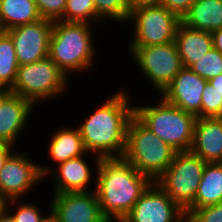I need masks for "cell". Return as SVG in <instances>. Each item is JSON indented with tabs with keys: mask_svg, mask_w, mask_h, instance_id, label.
<instances>
[{
	"mask_svg": "<svg viewBox=\"0 0 222 222\" xmlns=\"http://www.w3.org/2000/svg\"><path fill=\"white\" fill-rule=\"evenodd\" d=\"M42 17L34 0H0V31L34 23Z\"/></svg>",
	"mask_w": 222,
	"mask_h": 222,
	"instance_id": "21",
	"label": "cell"
},
{
	"mask_svg": "<svg viewBox=\"0 0 222 222\" xmlns=\"http://www.w3.org/2000/svg\"><path fill=\"white\" fill-rule=\"evenodd\" d=\"M155 104L134 105V115L177 152L190 151L196 116L168 103L159 96Z\"/></svg>",
	"mask_w": 222,
	"mask_h": 222,
	"instance_id": "4",
	"label": "cell"
},
{
	"mask_svg": "<svg viewBox=\"0 0 222 222\" xmlns=\"http://www.w3.org/2000/svg\"><path fill=\"white\" fill-rule=\"evenodd\" d=\"M222 202V162L206 163L194 202L196 209Z\"/></svg>",
	"mask_w": 222,
	"mask_h": 222,
	"instance_id": "22",
	"label": "cell"
},
{
	"mask_svg": "<svg viewBox=\"0 0 222 222\" xmlns=\"http://www.w3.org/2000/svg\"><path fill=\"white\" fill-rule=\"evenodd\" d=\"M180 22L176 14L160 5L134 9L127 22L130 30H133L128 45L150 46L174 42Z\"/></svg>",
	"mask_w": 222,
	"mask_h": 222,
	"instance_id": "9",
	"label": "cell"
},
{
	"mask_svg": "<svg viewBox=\"0 0 222 222\" xmlns=\"http://www.w3.org/2000/svg\"><path fill=\"white\" fill-rule=\"evenodd\" d=\"M97 15L103 20L127 24L130 12L126 0H93Z\"/></svg>",
	"mask_w": 222,
	"mask_h": 222,
	"instance_id": "25",
	"label": "cell"
},
{
	"mask_svg": "<svg viewBox=\"0 0 222 222\" xmlns=\"http://www.w3.org/2000/svg\"><path fill=\"white\" fill-rule=\"evenodd\" d=\"M94 173L96 185L93 189L109 222H121L153 183L123 157L101 158Z\"/></svg>",
	"mask_w": 222,
	"mask_h": 222,
	"instance_id": "2",
	"label": "cell"
},
{
	"mask_svg": "<svg viewBox=\"0 0 222 222\" xmlns=\"http://www.w3.org/2000/svg\"><path fill=\"white\" fill-rule=\"evenodd\" d=\"M0 222H15L11 214L6 211L2 216H0Z\"/></svg>",
	"mask_w": 222,
	"mask_h": 222,
	"instance_id": "38",
	"label": "cell"
},
{
	"mask_svg": "<svg viewBox=\"0 0 222 222\" xmlns=\"http://www.w3.org/2000/svg\"><path fill=\"white\" fill-rule=\"evenodd\" d=\"M96 26L86 22H53L48 57L67 77L74 72H87L96 61L95 33L92 31Z\"/></svg>",
	"mask_w": 222,
	"mask_h": 222,
	"instance_id": "3",
	"label": "cell"
},
{
	"mask_svg": "<svg viewBox=\"0 0 222 222\" xmlns=\"http://www.w3.org/2000/svg\"><path fill=\"white\" fill-rule=\"evenodd\" d=\"M34 105L23 97L10 93L0 106V143L16 146L21 132L27 130L28 121L34 113ZM31 114V115H30Z\"/></svg>",
	"mask_w": 222,
	"mask_h": 222,
	"instance_id": "16",
	"label": "cell"
},
{
	"mask_svg": "<svg viewBox=\"0 0 222 222\" xmlns=\"http://www.w3.org/2000/svg\"><path fill=\"white\" fill-rule=\"evenodd\" d=\"M137 69L145 75L159 95L172 83L175 76L182 70L183 65L175 42L150 45L128 46Z\"/></svg>",
	"mask_w": 222,
	"mask_h": 222,
	"instance_id": "8",
	"label": "cell"
},
{
	"mask_svg": "<svg viewBox=\"0 0 222 222\" xmlns=\"http://www.w3.org/2000/svg\"><path fill=\"white\" fill-rule=\"evenodd\" d=\"M9 200L0 193V216H2L7 211Z\"/></svg>",
	"mask_w": 222,
	"mask_h": 222,
	"instance_id": "36",
	"label": "cell"
},
{
	"mask_svg": "<svg viewBox=\"0 0 222 222\" xmlns=\"http://www.w3.org/2000/svg\"><path fill=\"white\" fill-rule=\"evenodd\" d=\"M207 82L189 68H182L160 96L168 103L201 118V97Z\"/></svg>",
	"mask_w": 222,
	"mask_h": 222,
	"instance_id": "15",
	"label": "cell"
},
{
	"mask_svg": "<svg viewBox=\"0 0 222 222\" xmlns=\"http://www.w3.org/2000/svg\"><path fill=\"white\" fill-rule=\"evenodd\" d=\"M183 68H189L213 48L210 32L189 28L182 22L176 30L175 41Z\"/></svg>",
	"mask_w": 222,
	"mask_h": 222,
	"instance_id": "18",
	"label": "cell"
},
{
	"mask_svg": "<svg viewBox=\"0 0 222 222\" xmlns=\"http://www.w3.org/2000/svg\"><path fill=\"white\" fill-rule=\"evenodd\" d=\"M191 151L206 163L222 162V117L196 118Z\"/></svg>",
	"mask_w": 222,
	"mask_h": 222,
	"instance_id": "17",
	"label": "cell"
},
{
	"mask_svg": "<svg viewBox=\"0 0 222 222\" xmlns=\"http://www.w3.org/2000/svg\"><path fill=\"white\" fill-rule=\"evenodd\" d=\"M68 79L69 77L49 57H46L37 62L19 66L10 91L38 107L36 104L64 96L70 87Z\"/></svg>",
	"mask_w": 222,
	"mask_h": 222,
	"instance_id": "6",
	"label": "cell"
},
{
	"mask_svg": "<svg viewBox=\"0 0 222 222\" xmlns=\"http://www.w3.org/2000/svg\"><path fill=\"white\" fill-rule=\"evenodd\" d=\"M50 213L57 222H109L95 191L51 194Z\"/></svg>",
	"mask_w": 222,
	"mask_h": 222,
	"instance_id": "12",
	"label": "cell"
},
{
	"mask_svg": "<svg viewBox=\"0 0 222 222\" xmlns=\"http://www.w3.org/2000/svg\"><path fill=\"white\" fill-rule=\"evenodd\" d=\"M42 180L39 163L16 149L0 171V193L8 200L22 199Z\"/></svg>",
	"mask_w": 222,
	"mask_h": 222,
	"instance_id": "11",
	"label": "cell"
},
{
	"mask_svg": "<svg viewBox=\"0 0 222 222\" xmlns=\"http://www.w3.org/2000/svg\"><path fill=\"white\" fill-rule=\"evenodd\" d=\"M189 69L208 81L222 73V54L213 47Z\"/></svg>",
	"mask_w": 222,
	"mask_h": 222,
	"instance_id": "26",
	"label": "cell"
},
{
	"mask_svg": "<svg viewBox=\"0 0 222 222\" xmlns=\"http://www.w3.org/2000/svg\"><path fill=\"white\" fill-rule=\"evenodd\" d=\"M93 159L92 163L89 166V163L86 161L88 160V156ZM86 154L81 156L71 158L65 162L59 163L54 166H47L43 165L42 163L39 164L41 175L44 179L49 180L53 179L54 188L52 191L54 193L51 194H58V193H66V192H92V188L90 187L92 184L91 181H94V185H96V180H94V171H97V167L99 165L100 159L98 156L88 153L87 157ZM86 157V159H85ZM94 161V162H93ZM94 165V170L91 168L92 164ZM92 169V170H91ZM92 176H94L92 178ZM93 179V180H92ZM90 188V189H89Z\"/></svg>",
	"mask_w": 222,
	"mask_h": 222,
	"instance_id": "10",
	"label": "cell"
},
{
	"mask_svg": "<svg viewBox=\"0 0 222 222\" xmlns=\"http://www.w3.org/2000/svg\"><path fill=\"white\" fill-rule=\"evenodd\" d=\"M18 148L7 143H0V171L8 157Z\"/></svg>",
	"mask_w": 222,
	"mask_h": 222,
	"instance_id": "33",
	"label": "cell"
},
{
	"mask_svg": "<svg viewBox=\"0 0 222 222\" xmlns=\"http://www.w3.org/2000/svg\"><path fill=\"white\" fill-rule=\"evenodd\" d=\"M181 22L189 28L212 33L222 27V0H195Z\"/></svg>",
	"mask_w": 222,
	"mask_h": 222,
	"instance_id": "20",
	"label": "cell"
},
{
	"mask_svg": "<svg viewBox=\"0 0 222 222\" xmlns=\"http://www.w3.org/2000/svg\"><path fill=\"white\" fill-rule=\"evenodd\" d=\"M43 19L51 21H63V13L66 7V0H34Z\"/></svg>",
	"mask_w": 222,
	"mask_h": 222,
	"instance_id": "30",
	"label": "cell"
},
{
	"mask_svg": "<svg viewBox=\"0 0 222 222\" xmlns=\"http://www.w3.org/2000/svg\"><path fill=\"white\" fill-rule=\"evenodd\" d=\"M63 21L86 22L93 25L103 23V20L97 15L93 0H66Z\"/></svg>",
	"mask_w": 222,
	"mask_h": 222,
	"instance_id": "24",
	"label": "cell"
},
{
	"mask_svg": "<svg viewBox=\"0 0 222 222\" xmlns=\"http://www.w3.org/2000/svg\"><path fill=\"white\" fill-rule=\"evenodd\" d=\"M11 93L9 88L0 86V106L2 101Z\"/></svg>",
	"mask_w": 222,
	"mask_h": 222,
	"instance_id": "37",
	"label": "cell"
},
{
	"mask_svg": "<svg viewBox=\"0 0 222 222\" xmlns=\"http://www.w3.org/2000/svg\"><path fill=\"white\" fill-rule=\"evenodd\" d=\"M208 82L216 89V91L222 95V73L214 78L208 80Z\"/></svg>",
	"mask_w": 222,
	"mask_h": 222,
	"instance_id": "35",
	"label": "cell"
},
{
	"mask_svg": "<svg viewBox=\"0 0 222 222\" xmlns=\"http://www.w3.org/2000/svg\"><path fill=\"white\" fill-rule=\"evenodd\" d=\"M178 222H192L187 215H185L182 219H180Z\"/></svg>",
	"mask_w": 222,
	"mask_h": 222,
	"instance_id": "40",
	"label": "cell"
},
{
	"mask_svg": "<svg viewBox=\"0 0 222 222\" xmlns=\"http://www.w3.org/2000/svg\"><path fill=\"white\" fill-rule=\"evenodd\" d=\"M126 1L129 8V12L141 7L158 6L161 2V0H126Z\"/></svg>",
	"mask_w": 222,
	"mask_h": 222,
	"instance_id": "32",
	"label": "cell"
},
{
	"mask_svg": "<svg viewBox=\"0 0 222 222\" xmlns=\"http://www.w3.org/2000/svg\"><path fill=\"white\" fill-rule=\"evenodd\" d=\"M60 127L50 138L48 148L49 158L55 165L65 162L71 158L87 154L81 134L77 126Z\"/></svg>",
	"mask_w": 222,
	"mask_h": 222,
	"instance_id": "19",
	"label": "cell"
},
{
	"mask_svg": "<svg viewBox=\"0 0 222 222\" xmlns=\"http://www.w3.org/2000/svg\"><path fill=\"white\" fill-rule=\"evenodd\" d=\"M118 90L77 125L86 151L99 158H119L125 152L134 102L124 88Z\"/></svg>",
	"mask_w": 222,
	"mask_h": 222,
	"instance_id": "1",
	"label": "cell"
},
{
	"mask_svg": "<svg viewBox=\"0 0 222 222\" xmlns=\"http://www.w3.org/2000/svg\"><path fill=\"white\" fill-rule=\"evenodd\" d=\"M176 153L135 115L131 118L123 158L138 172L155 182L166 171Z\"/></svg>",
	"mask_w": 222,
	"mask_h": 222,
	"instance_id": "5",
	"label": "cell"
},
{
	"mask_svg": "<svg viewBox=\"0 0 222 222\" xmlns=\"http://www.w3.org/2000/svg\"><path fill=\"white\" fill-rule=\"evenodd\" d=\"M184 216V210L153 182L121 222H178Z\"/></svg>",
	"mask_w": 222,
	"mask_h": 222,
	"instance_id": "14",
	"label": "cell"
},
{
	"mask_svg": "<svg viewBox=\"0 0 222 222\" xmlns=\"http://www.w3.org/2000/svg\"><path fill=\"white\" fill-rule=\"evenodd\" d=\"M201 98V118L222 117V95L209 82Z\"/></svg>",
	"mask_w": 222,
	"mask_h": 222,
	"instance_id": "28",
	"label": "cell"
},
{
	"mask_svg": "<svg viewBox=\"0 0 222 222\" xmlns=\"http://www.w3.org/2000/svg\"><path fill=\"white\" fill-rule=\"evenodd\" d=\"M194 2L195 0H161L159 5L176 14L181 19Z\"/></svg>",
	"mask_w": 222,
	"mask_h": 222,
	"instance_id": "31",
	"label": "cell"
},
{
	"mask_svg": "<svg viewBox=\"0 0 222 222\" xmlns=\"http://www.w3.org/2000/svg\"><path fill=\"white\" fill-rule=\"evenodd\" d=\"M49 211L46 212L48 215L43 219L42 222H57L56 218L50 213V204H49Z\"/></svg>",
	"mask_w": 222,
	"mask_h": 222,
	"instance_id": "39",
	"label": "cell"
},
{
	"mask_svg": "<svg viewBox=\"0 0 222 222\" xmlns=\"http://www.w3.org/2000/svg\"><path fill=\"white\" fill-rule=\"evenodd\" d=\"M53 21L40 19L5 31L12 39L19 66L48 57Z\"/></svg>",
	"mask_w": 222,
	"mask_h": 222,
	"instance_id": "13",
	"label": "cell"
},
{
	"mask_svg": "<svg viewBox=\"0 0 222 222\" xmlns=\"http://www.w3.org/2000/svg\"><path fill=\"white\" fill-rule=\"evenodd\" d=\"M205 165L206 162L191 150L177 152L155 182L185 211L194 202Z\"/></svg>",
	"mask_w": 222,
	"mask_h": 222,
	"instance_id": "7",
	"label": "cell"
},
{
	"mask_svg": "<svg viewBox=\"0 0 222 222\" xmlns=\"http://www.w3.org/2000/svg\"><path fill=\"white\" fill-rule=\"evenodd\" d=\"M184 212L192 222H222V202Z\"/></svg>",
	"mask_w": 222,
	"mask_h": 222,
	"instance_id": "29",
	"label": "cell"
},
{
	"mask_svg": "<svg viewBox=\"0 0 222 222\" xmlns=\"http://www.w3.org/2000/svg\"><path fill=\"white\" fill-rule=\"evenodd\" d=\"M19 64L11 37L0 31V86L11 88L17 76Z\"/></svg>",
	"mask_w": 222,
	"mask_h": 222,
	"instance_id": "23",
	"label": "cell"
},
{
	"mask_svg": "<svg viewBox=\"0 0 222 222\" xmlns=\"http://www.w3.org/2000/svg\"><path fill=\"white\" fill-rule=\"evenodd\" d=\"M211 34L213 38V47L222 54V27L213 31Z\"/></svg>",
	"mask_w": 222,
	"mask_h": 222,
	"instance_id": "34",
	"label": "cell"
},
{
	"mask_svg": "<svg viewBox=\"0 0 222 222\" xmlns=\"http://www.w3.org/2000/svg\"><path fill=\"white\" fill-rule=\"evenodd\" d=\"M22 201V199H13L8 202L7 211L11 214L15 222H42L48 215L42 214V210L39 209L38 204L35 202Z\"/></svg>",
	"mask_w": 222,
	"mask_h": 222,
	"instance_id": "27",
	"label": "cell"
}]
</instances>
